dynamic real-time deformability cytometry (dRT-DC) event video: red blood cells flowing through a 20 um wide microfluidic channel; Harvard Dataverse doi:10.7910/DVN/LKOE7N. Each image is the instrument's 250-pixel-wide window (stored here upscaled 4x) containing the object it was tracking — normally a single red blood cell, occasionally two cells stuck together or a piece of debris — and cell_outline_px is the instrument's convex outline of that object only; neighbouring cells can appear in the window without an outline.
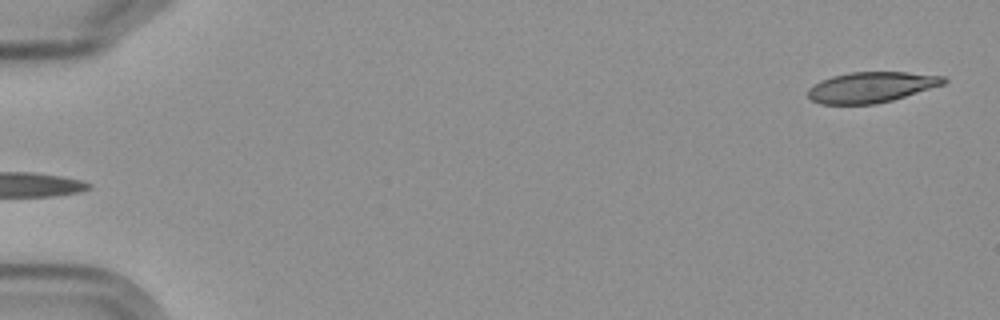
{"species": "Egyptian fruit bat (a non-hibernating species)", "species_latin": "Rousettus aegyptiacus", "temperature_condition": "cold", "stored_images_in_passage": 4, "segment_of_instrument_passage": [2, 2], "camera_frame_rate_fps": 3000, "um_per_image_px": 0.085, "frame": {"image": 1, "passage_image": 4, "time_ms": 3.333, "image_size_px": [1000, 320], "cell_outline_px": [[948, 80], [944, 84], [892, 100], [872, 104], [820, 104], [812, 100], [808, 96], [808, 88], [820, 80], [832, 76], [852, 72], [908, 72], [944, 76]], "centroid_in_image_um": [74.04, 7.4], "position_along_channel_um": 11.0, "area_um2": 24.1}}